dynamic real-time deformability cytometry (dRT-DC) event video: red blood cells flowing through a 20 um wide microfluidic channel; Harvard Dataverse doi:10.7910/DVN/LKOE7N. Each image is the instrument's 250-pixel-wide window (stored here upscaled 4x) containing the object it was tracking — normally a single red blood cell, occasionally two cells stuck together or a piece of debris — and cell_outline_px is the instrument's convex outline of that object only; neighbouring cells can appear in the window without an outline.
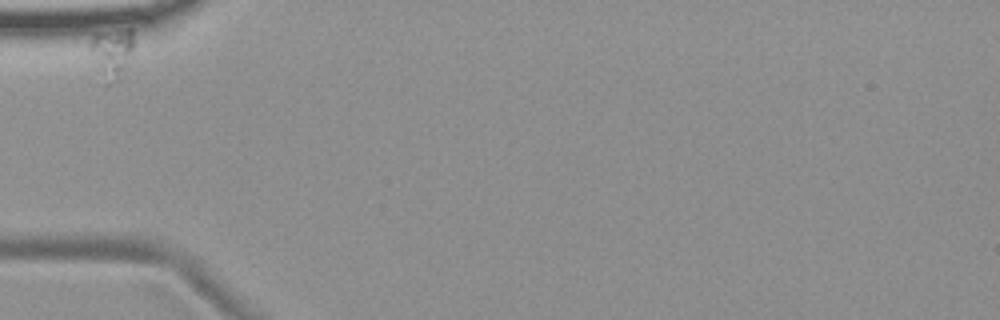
{"species": "common noctule bat (a hibernating species)", "species_latin": "Nyctalus noctula", "temperature_condition": "room temperature", "stored_images_in_passage": 11, "camera_frame_rate_fps": 3000, "um_per_image_px": 0.085, "animal": {"sex": "female", "body_mass_g": 19.9}, "frame": {"image": 1, "passage_image": 1, "time_ms": 0.0, "image_size_px": [1000, 320], "cell_outline_px": [[132, 48], [124, 64], [112, 84], [100, 84], [88, 48], [92, 36], [128, 28], [132, 28]], "centroid_in_image_um": [9.38, 4.55], "position_along_channel_um": 75.6, "area_um2": 12.31}}
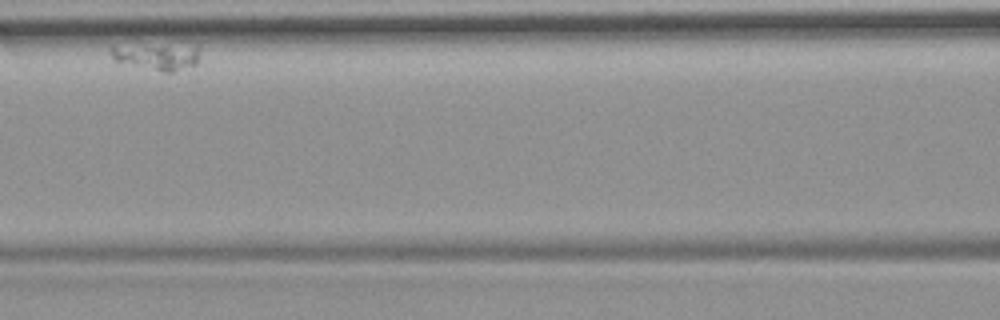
{"frame": {"image": 2, "passage_image": 4, "time_ms": 3.667, "image_size_px": [1000, 320], "cell_outline_px": [[200, 48], [196, 64], [172, 72], [164, 72], [116, 60], [112, 56], [112, 48], [196, 44]], "centroid_in_image_um": [13.54, 4.81], "position_along_channel_um": 153.1, "area_um2": 12.89}}